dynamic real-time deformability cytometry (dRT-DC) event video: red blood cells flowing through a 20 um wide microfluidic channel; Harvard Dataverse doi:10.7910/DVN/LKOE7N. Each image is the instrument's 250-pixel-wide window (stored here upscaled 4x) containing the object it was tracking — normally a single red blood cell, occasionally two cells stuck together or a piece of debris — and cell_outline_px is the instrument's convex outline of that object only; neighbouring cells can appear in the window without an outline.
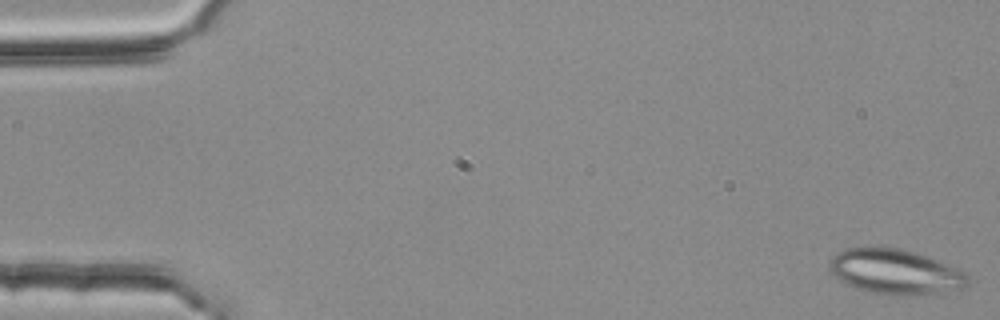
{"species": "common noctule bat (a hibernating species)", "species_latin": "Nyctalus noctula", "temperature_condition": "room temperature", "stored_images_in_passage": 52, "camera_frame_rate_fps": 3000, "um_per_image_px": 0.085, "animal": {"sex": "female", "body_mass_g": 25.1}, "frame": {"image": 1, "passage_image": 1, "time_ms": 0.0, "image_size_px": [1000, 320], "cell_outline_px": [[968, 284], [964, 288], [916, 296], [900, 296], [868, 292], [844, 284], [828, 268], [828, 260], [836, 252], [844, 248], [900, 248], [916, 252], [928, 256], [956, 268], [964, 272], [968, 276]], "centroid_in_image_um": [76.07, 23.11], "position_along_channel_um": 8.9, "area_um2": 36.53}}
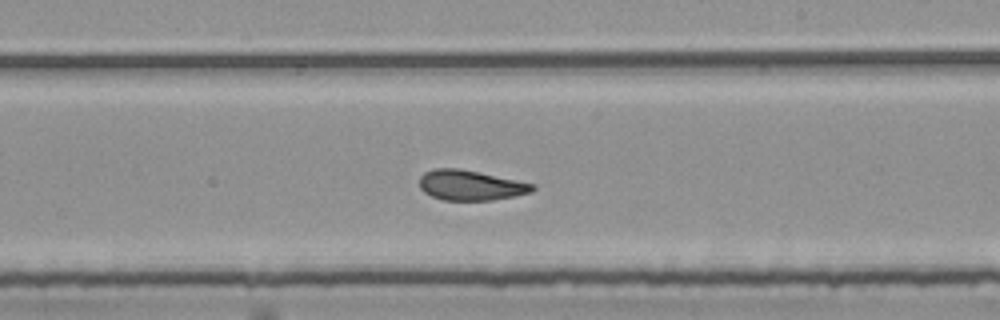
{"frame": {"image": 2, "passage_image": 32, "time_ms": 10.333, "image_size_px": [1000, 320], "cell_outline_px": [[536, 188], [532, 192], [516, 196], [492, 200], [444, 200], [432, 196], [424, 192], [420, 188], [420, 176], [424, 172], [432, 168], [460, 168], [536, 184]], "centroid_in_image_um": [40.01, 15.74], "position_along_channel_um": 249.0, "area_um2": 20.0}}
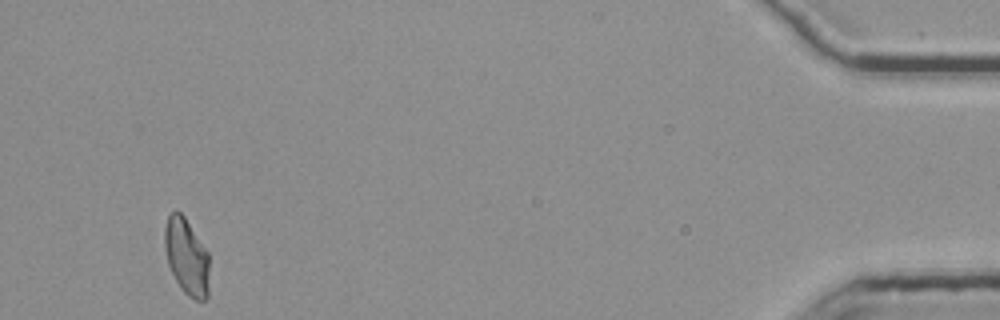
{"frame": {"image": 3, "passage_image": 52, "time_ms": 17.0, "image_size_px": [1000, 320], "cell_outline_px": [[208, 300], [196, 300], [188, 296], [180, 288], [168, 264], [164, 248], [164, 228], [168, 216], [176, 208], [184, 216], [208, 252]], "centroid_in_image_um": [15.85, 21.81], "position_along_channel_um": 419.4, "area_um2": 19.94}, "authors_computed_cell_mechanics": {"area_um2": 20.808, "velocity_mm_per_s": 3.7511, "shape_relaxation_time_tau1_ms": null, "shape_relaxation_time_tau2_ms": 2.31, "deformation_change_tau1": null, "deformation_change_tau2": 0.0943}}